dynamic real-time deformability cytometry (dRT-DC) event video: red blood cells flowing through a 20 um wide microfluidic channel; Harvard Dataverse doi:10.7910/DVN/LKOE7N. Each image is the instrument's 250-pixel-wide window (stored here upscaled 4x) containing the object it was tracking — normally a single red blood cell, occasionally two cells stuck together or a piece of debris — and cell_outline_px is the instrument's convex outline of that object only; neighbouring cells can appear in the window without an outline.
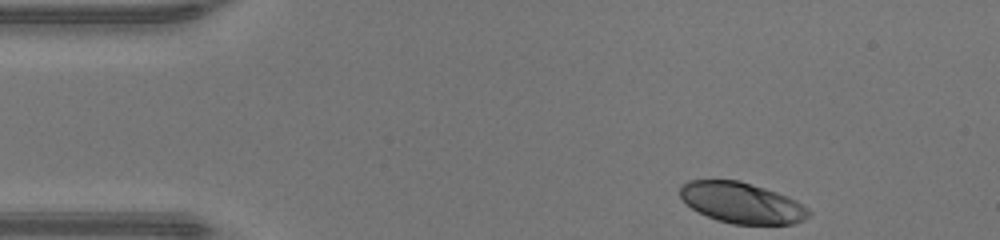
{"species": "human", "species_latin": "Homo sapiens", "temperature_condition": "warm", "stored_images_in_passage": 36, "camera_frame_rate_fps": 3000, "um_per_image_px": 0.085, "donor": {"sex": "male"}, "frame": {"image": 1, "passage_image": 1, "time_ms": 0.0, "image_size_px": [1000, 240], "cell_outline_px": [[812, 212], [804, 220], [792, 224], [732, 224], [708, 216], [692, 208], [680, 196], [680, 188], [688, 180], [740, 180], [788, 196], [796, 200], [808, 208]], "centroid_in_image_um": [63.09, 17.24], "position_along_channel_um": 21.9, "area_um2": 30.35}}
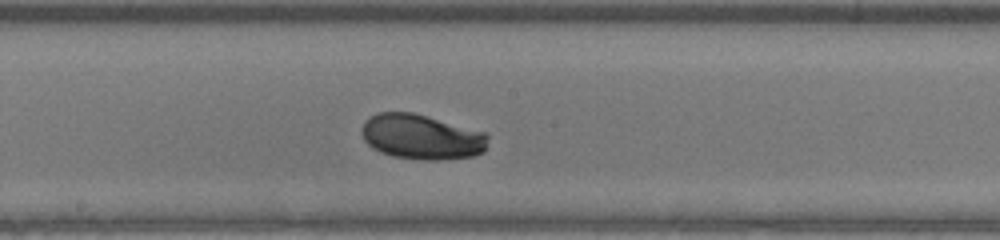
{"frame": {"image": 2, "passage_image": 20, "time_ms": 6.333, "image_size_px": [1000, 240], "cell_outline_px": [[488, 136], [484, 152], [472, 156], [440, 160], [424, 160], [392, 156], [380, 152], [372, 148], [364, 140], [360, 132], [360, 128], [364, 120], [368, 116], [380, 112], [412, 112], [484, 132]], "centroid_in_image_um": [35.77, 11.63], "position_along_channel_um": 212.4, "area_um2": 33.23}}
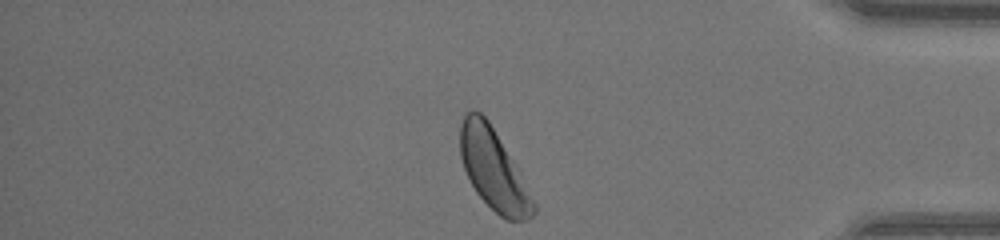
{"frame": {"image": 3, "passage_image": 35, "time_ms": 11.333, "image_size_px": [1000, 240], "cell_outline_px": [[536, 212], [532, 216], [524, 220], [508, 220], [500, 216], [476, 192], [464, 168], [460, 156], [460, 124], [464, 112], [480, 112], [488, 120], [536, 204]], "centroid_in_image_um": [41.91, 14.42], "position_along_channel_um": 393.3, "area_um2": 33.23}, "authors_computed_cell_mechanics": {"area_um2": 32.6281, "velocity_mm_per_s": 4.266, "shape_relaxation_time_tau1_ms": 1.5324, "shape_relaxation_time_tau2_ms": null, "deformation_change_tau1": 0.1041, "deformation_change_tau2": null}}